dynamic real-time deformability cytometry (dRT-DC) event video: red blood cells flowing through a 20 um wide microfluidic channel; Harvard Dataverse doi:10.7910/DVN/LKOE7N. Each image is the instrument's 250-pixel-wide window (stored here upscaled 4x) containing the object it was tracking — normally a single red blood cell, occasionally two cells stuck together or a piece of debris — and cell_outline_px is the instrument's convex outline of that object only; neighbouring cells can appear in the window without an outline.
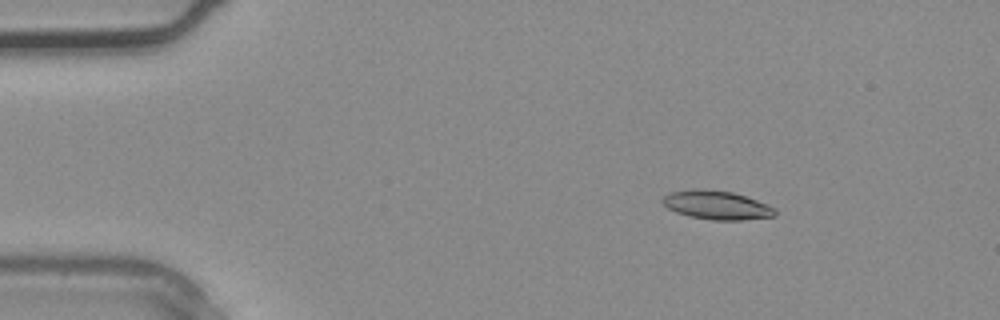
{"species": "common noctule bat (a hibernating species)", "species_latin": "Nyctalus noctula", "temperature_condition": "warm", "stored_images_in_passage": 3, "camera_frame_rate_fps": 3000, "um_per_image_px": 0.085, "animal": {"sex": "male", "body_mass_g": 20.4}, "frame": {"image": 1, "passage_image": 2, "time_ms": 0.333, "image_size_px": [1000, 320], "cell_outline_px": [[776, 216], [744, 220], [712, 220], [688, 216], [676, 212], [668, 208], [660, 200], [668, 192], [692, 188], [704, 188], [732, 192], [756, 200], [776, 208]], "centroid_in_image_um": [60.89, 17.42], "position_along_channel_um": 24.1, "area_um2": 19.07}}